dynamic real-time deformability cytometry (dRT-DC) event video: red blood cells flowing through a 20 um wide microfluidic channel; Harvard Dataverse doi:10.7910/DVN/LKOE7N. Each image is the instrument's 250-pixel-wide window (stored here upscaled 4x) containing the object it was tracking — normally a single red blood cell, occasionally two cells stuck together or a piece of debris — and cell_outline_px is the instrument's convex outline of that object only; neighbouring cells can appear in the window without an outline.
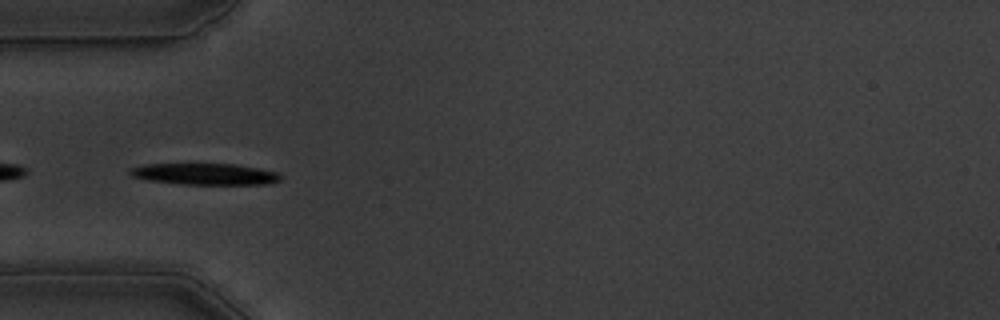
{"species": "common noctule bat (a hibernating species)", "species_latin": "Nyctalus noctula", "temperature_condition": "warm", "stored_images_in_passage": 39, "camera_frame_rate_fps": 3000, "um_per_image_px": 0.085, "animal": {"sex": "male", "body_mass_g": 19.5, "forearm_length_mm": 54.6}, "frame": {"image": 1, "passage_image": 1, "time_ms": 0.0, "image_size_px": [1000, 320], "cell_outline_px": [[284, 176], [280, 180], [268, 184], [180, 184], [148, 180], [132, 176], [128, 172], [132, 168], [144, 164], [236, 164], [260, 168], [276, 172]], "centroid_in_image_um": [17.45, 14.79], "position_along_channel_um": 67.5, "area_um2": 18.79}}
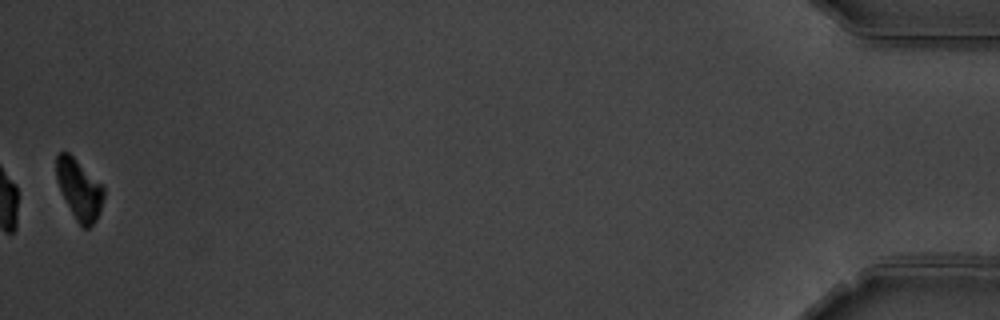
{"frame": {"image": 2, "passage_image": 39, "time_ms": 12.667, "image_size_px": [1000, 320], "cell_outline_px": [[104, 196], [100, 212], [96, 220], [88, 228], [84, 228], [76, 220], [56, 180], [56, 156], [60, 152], [68, 152], [104, 188]], "centroid_in_image_um": [6.73, 16.1], "position_along_channel_um": 428.5, "area_um2": 16.07}}